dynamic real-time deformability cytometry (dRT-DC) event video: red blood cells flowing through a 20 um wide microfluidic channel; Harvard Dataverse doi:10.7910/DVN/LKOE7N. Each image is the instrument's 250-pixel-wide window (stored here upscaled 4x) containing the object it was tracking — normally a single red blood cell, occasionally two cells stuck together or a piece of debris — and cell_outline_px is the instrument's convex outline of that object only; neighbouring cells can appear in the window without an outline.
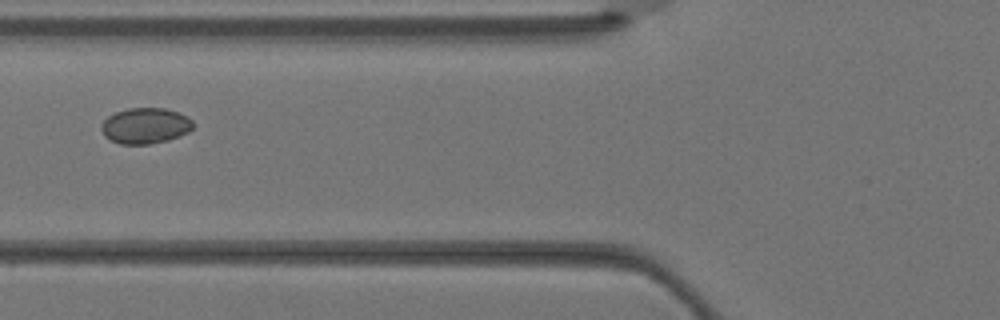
{"species": "Egyptian fruit bat (a non-hibernating species)", "species_latin": "Rousettus aegyptiacus", "temperature_condition": "warm", "stored_images_in_passage": 5, "camera_frame_rate_fps": 3000, "um_per_image_px": 0.085, "animal": {"sex": "female"}, "frame": {"image": 1, "passage_image": 5, "time_ms": 1.333, "image_size_px": [1000, 320], "cell_outline_px": [[192, 128], [188, 132], [180, 136], [168, 140], [148, 144], [120, 144], [104, 136], [100, 128], [100, 124], [108, 116], [116, 112], [128, 108], [164, 108], [188, 116], [192, 120]], "centroid_in_image_um": [12.33, 10.69], "position_along_channel_um": 113.5, "area_um2": 19.13}}